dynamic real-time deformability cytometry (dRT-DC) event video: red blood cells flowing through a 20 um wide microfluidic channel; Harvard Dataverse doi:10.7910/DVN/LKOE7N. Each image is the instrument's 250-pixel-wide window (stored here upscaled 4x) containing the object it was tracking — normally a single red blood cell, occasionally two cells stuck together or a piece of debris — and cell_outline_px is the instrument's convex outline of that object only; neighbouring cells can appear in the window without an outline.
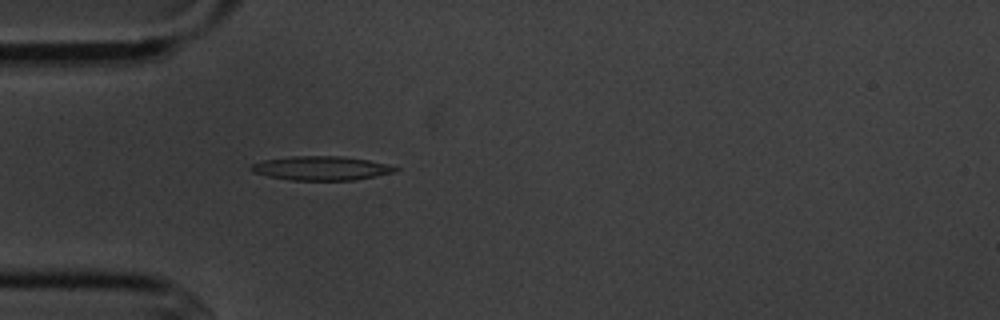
{"species": "common noctule bat (a hibernating species)", "species_latin": "Nyctalus noctula", "temperature_condition": "cold", "stored_images_in_passage": 3, "camera_frame_rate_fps": 3000, "um_per_image_px": 0.085, "animal": {"sex": "male", "body_mass_g": 20.1, "forearm_length_mm": 53.5}, "frame": {"image": 1, "passage_image": 3, "time_ms": 2.333, "image_size_px": [1000, 320], "cell_outline_px": [[400, 168], [396, 172], [376, 176], [352, 180], [292, 180], [268, 176], [252, 172], [248, 168], [252, 164], [264, 160], [292, 156], [344, 156], [368, 160], [388, 164]], "centroid_in_image_um": [27.32, 14.29], "position_along_channel_um": 57.7, "area_um2": 20.23}}